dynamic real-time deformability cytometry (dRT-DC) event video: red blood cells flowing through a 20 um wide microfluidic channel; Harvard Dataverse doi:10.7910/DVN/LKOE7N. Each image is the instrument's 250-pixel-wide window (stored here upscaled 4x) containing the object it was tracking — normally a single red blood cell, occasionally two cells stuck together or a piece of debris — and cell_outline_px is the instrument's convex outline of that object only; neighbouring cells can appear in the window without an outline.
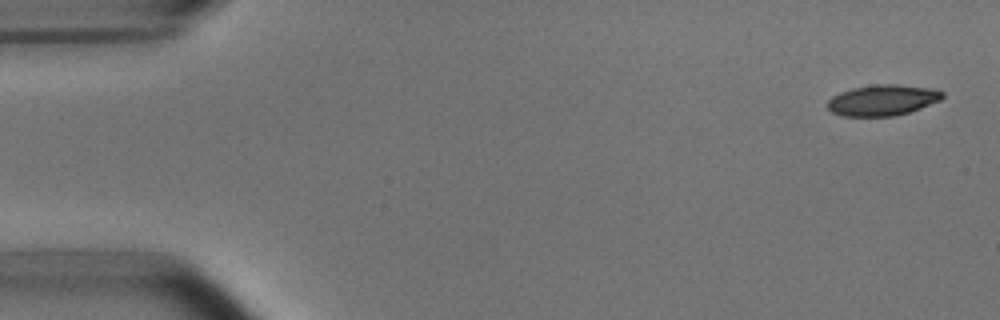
{"species": "common noctule bat (a hibernating species)", "species_latin": "Nyctalus noctula", "temperature_condition": "room temperature", "stored_images_in_passage": 4, "camera_frame_rate_fps": 3000, "um_per_image_px": 0.085, "animal": {"sex": "male", "body_mass_g": 15.6}, "frame": {"image": 1, "passage_image": 1, "time_ms": 0.0, "image_size_px": [1000, 320], "cell_outline_px": [[944, 96], [940, 100], [920, 108], [896, 116], [844, 116], [832, 112], [828, 108], [828, 100], [832, 96], [840, 92], [852, 88], [876, 84], [896, 84], [936, 88], [944, 92]], "centroid_in_image_um": [75.04, 8.5], "position_along_channel_um": 10.0, "area_um2": 20.75}}